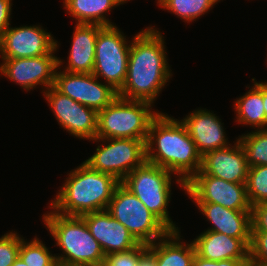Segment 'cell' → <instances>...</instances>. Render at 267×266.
I'll list each match as a JSON object with an SVG mask.
<instances>
[{
    "label": "cell",
    "instance_id": "obj_34",
    "mask_svg": "<svg viewBox=\"0 0 267 266\" xmlns=\"http://www.w3.org/2000/svg\"><path fill=\"white\" fill-rule=\"evenodd\" d=\"M137 266H156L155 254L148 250L140 257Z\"/></svg>",
    "mask_w": 267,
    "mask_h": 266
},
{
    "label": "cell",
    "instance_id": "obj_35",
    "mask_svg": "<svg viewBox=\"0 0 267 266\" xmlns=\"http://www.w3.org/2000/svg\"><path fill=\"white\" fill-rule=\"evenodd\" d=\"M263 104H264V111L266 114V129H267V82H263Z\"/></svg>",
    "mask_w": 267,
    "mask_h": 266
},
{
    "label": "cell",
    "instance_id": "obj_21",
    "mask_svg": "<svg viewBox=\"0 0 267 266\" xmlns=\"http://www.w3.org/2000/svg\"><path fill=\"white\" fill-rule=\"evenodd\" d=\"M179 231H169L164 237L148 245L155 254L156 266H192L196 254L194 243L181 242Z\"/></svg>",
    "mask_w": 267,
    "mask_h": 266
},
{
    "label": "cell",
    "instance_id": "obj_9",
    "mask_svg": "<svg viewBox=\"0 0 267 266\" xmlns=\"http://www.w3.org/2000/svg\"><path fill=\"white\" fill-rule=\"evenodd\" d=\"M92 141L106 145H98L95 153L84 162L94 170L113 176L120 183L146 161V145L141 139L95 138Z\"/></svg>",
    "mask_w": 267,
    "mask_h": 266
},
{
    "label": "cell",
    "instance_id": "obj_24",
    "mask_svg": "<svg viewBox=\"0 0 267 266\" xmlns=\"http://www.w3.org/2000/svg\"><path fill=\"white\" fill-rule=\"evenodd\" d=\"M218 2L220 0H166L160 8L190 23L208 13Z\"/></svg>",
    "mask_w": 267,
    "mask_h": 266
},
{
    "label": "cell",
    "instance_id": "obj_18",
    "mask_svg": "<svg viewBox=\"0 0 267 266\" xmlns=\"http://www.w3.org/2000/svg\"><path fill=\"white\" fill-rule=\"evenodd\" d=\"M251 238H233L206 230L194 238L196 254L206 260L249 259Z\"/></svg>",
    "mask_w": 267,
    "mask_h": 266
},
{
    "label": "cell",
    "instance_id": "obj_23",
    "mask_svg": "<svg viewBox=\"0 0 267 266\" xmlns=\"http://www.w3.org/2000/svg\"><path fill=\"white\" fill-rule=\"evenodd\" d=\"M64 8L76 24H97L101 26L114 25L106 18V13L120 6L116 0H64Z\"/></svg>",
    "mask_w": 267,
    "mask_h": 266
},
{
    "label": "cell",
    "instance_id": "obj_30",
    "mask_svg": "<svg viewBox=\"0 0 267 266\" xmlns=\"http://www.w3.org/2000/svg\"><path fill=\"white\" fill-rule=\"evenodd\" d=\"M249 266H267V232H251Z\"/></svg>",
    "mask_w": 267,
    "mask_h": 266
},
{
    "label": "cell",
    "instance_id": "obj_22",
    "mask_svg": "<svg viewBox=\"0 0 267 266\" xmlns=\"http://www.w3.org/2000/svg\"><path fill=\"white\" fill-rule=\"evenodd\" d=\"M253 87L240 98L234 101L236 121L239 124L249 125L257 129H266V114L263 104V82L252 78Z\"/></svg>",
    "mask_w": 267,
    "mask_h": 266
},
{
    "label": "cell",
    "instance_id": "obj_26",
    "mask_svg": "<svg viewBox=\"0 0 267 266\" xmlns=\"http://www.w3.org/2000/svg\"><path fill=\"white\" fill-rule=\"evenodd\" d=\"M246 190L251 207L267 203V165L249 167Z\"/></svg>",
    "mask_w": 267,
    "mask_h": 266
},
{
    "label": "cell",
    "instance_id": "obj_1",
    "mask_svg": "<svg viewBox=\"0 0 267 266\" xmlns=\"http://www.w3.org/2000/svg\"><path fill=\"white\" fill-rule=\"evenodd\" d=\"M164 43V36L154 26L146 27L132 38L127 74L119 97L154 104L173 75Z\"/></svg>",
    "mask_w": 267,
    "mask_h": 266
},
{
    "label": "cell",
    "instance_id": "obj_7",
    "mask_svg": "<svg viewBox=\"0 0 267 266\" xmlns=\"http://www.w3.org/2000/svg\"><path fill=\"white\" fill-rule=\"evenodd\" d=\"M106 211L123 224L139 243L149 245L170 231L121 183L115 188Z\"/></svg>",
    "mask_w": 267,
    "mask_h": 266
},
{
    "label": "cell",
    "instance_id": "obj_2",
    "mask_svg": "<svg viewBox=\"0 0 267 266\" xmlns=\"http://www.w3.org/2000/svg\"><path fill=\"white\" fill-rule=\"evenodd\" d=\"M145 145L146 161L177 175L175 180L184 191L201 170L202 156L186 127L167 113L160 112L151 121Z\"/></svg>",
    "mask_w": 267,
    "mask_h": 266
},
{
    "label": "cell",
    "instance_id": "obj_32",
    "mask_svg": "<svg viewBox=\"0 0 267 266\" xmlns=\"http://www.w3.org/2000/svg\"><path fill=\"white\" fill-rule=\"evenodd\" d=\"M192 266H249V259L206 260L195 254Z\"/></svg>",
    "mask_w": 267,
    "mask_h": 266
},
{
    "label": "cell",
    "instance_id": "obj_12",
    "mask_svg": "<svg viewBox=\"0 0 267 266\" xmlns=\"http://www.w3.org/2000/svg\"><path fill=\"white\" fill-rule=\"evenodd\" d=\"M50 109L62 128L76 138L94 140L97 133L98 112L61 94L53 86L42 91Z\"/></svg>",
    "mask_w": 267,
    "mask_h": 266
},
{
    "label": "cell",
    "instance_id": "obj_33",
    "mask_svg": "<svg viewBox=\"0 0 267 266\" xmlns=\"http://www.w3.org/2000/svg\"><path fill=\"white\" fill-rule=\"evenodd\" d=\"M12 0H0V37L10 26Z\"/></svg>",
    "mask_w": 267,
    "mask_h": 266
},
{
    "label": "cell",
    "instance_id": "obj_6",
    "mask_svg": "<svg viewBox=\"0 0 267 266\" xmlns=\"http://www.w3.org/2000/svg\"><path fill=\"white\" fill-rule=\"evenodd\" d=\"M172 172L145 161L130 172L121 182L170 231H178L167 211L171 198Z\"/></svg>",
    "mask_w": 267,
    "mask_h": 266
},
{
    "label": "cell",
    "instance_id": "obj_10",
    "mask_svg": "<svg viewBox=\"0 0 267 266\" xmlns=\"http://www.w3.org/2000/svg\"><path fill=\"white\" fill-rule=\"evenodd\" d=\"M58 46L56 40V47L39 57L2 59L0 73L26 91L35 89L37 85L47 90L54 85L56 71L62 66L61 58L54 55Z\"/></svg>",
    "mask_w": 267,
    "mask_h": 266
},
{
    "label": "cell",
    "instance_id": "obj_13",
    "mask_svg": "<svg viewBox=\"0 0 267 266\" xmlns=\"http://www.w3.org/2000/svg\"><path fill=\"white\" fill-rule=\"evenodd\" d=\"M53 87L61 94L99 112L108 106L118 92L93 74L56 71Z\"/></svg>",
    "mask_w": 267,
    "mask_h": 266
},
{
    "label": "cell",
    "instance_id": "obj_37",
    "mask_svg": "<svg viewBox=\"0 0 267 266\" xmlns=\"http://www.w3.org/2000/svg\"><path fill=\"white\" fill-rule=\"evenodd\" d=\"M44 266H61V263L56 257H54L47 265Z\"/></svg>",
    "mask_w": 267,
    "mask_h": 266
},
{
    "label": "cell",
    "instance_id": "obj_16",
    "mask_svg": "<svg viewBox=\"0 0 267 266\" xmlns=\"http://www.w3.org/2000/svg\"><path fill=\"white\" fill-rule=\"evenodd\" d=\"M248 169L245 152L237 139L234 146L231 144L202 156L201 170L196 174H207L228 182L246 184Z\"/></svg>",
    "mask_w": 267,
    "mask_h": 266
},
{
    "label": "cell",
    "instance_id": "obj_25",
    "mask_svg": "<svg viewBox=\"0 0 267 266\" xmlns=\"http://www.w3.org/2000/svg\"><path fill=\"white\" fill-rule=\"evenodd\" d=\"M245 152L247 165H267V129H255L238 138Z\"/></svg>",
    "mask_w": 267,
    "mask_h": 266
},
{
    "label": "cell",
    "instance_id": "obj_3",
    "mask_svg": "<svg viewBox=\"0 0 267 266\" xmlns=\"http://www.w3.org/2000/svg\"><path fill=\"white\" fill-rule=\"evenodd\" d=\"M50 208L67 216L104 211L120 182L113 176L92 169L83 162L70 171Z\"/></svg>",
    "mask_w": 267,
    "mask_h": 266
},
{
    "label": "cell",
    "instance_id": "obj_36",
    "mask_svg": "<svg viewBox=\"0 0 267 266\" xmlns=\"http://www.w3.org/2000/svg\"><path fill=\"white\" fill-rule=\"evenodd\" d=\"M11 266H28L19 256Z\"/></svg>",
    "mask_w": 267,
    "mask_h": 266
},
{
    "label": "cell",
    "instance_id": "obj_20",
    "mask_svg": "<svg viewBox=\"0 0 267 266\" xmlns=\"http://www.w3.org/2000/svg\"><path fill=\"white\" fill-rule=\"evenodd\" d=\"M102 27L97 24H76L67 57L68 65L63 71L82 74L93 73L96 39L98 31Z\"/></svg>",
    "mask_w": 267,
    "mask_h": 266
},
{
    "label": "cell",
    "instance_id": "obj_39",
    "mask_svg": "<svg viewBox=\"0 0 267 266\" xmlns=\"http://www.w3.org/2000/svg\"><path fill=\"white\" fill-rule=\"evenodd\" d=\"M117 2H119L120 4H124L126 2H128L129 0H116Z\"/></svg>",
    "mask_w": 267,
    "mask_h": 266
},
{
    "label": "cell",
    "instance_id": "obj_19",
    "mask_svg": "<svg viewBox=\"0 0 267 266\" xmlns=\"http://www.w3.org/2000/svg\"><path fill=\"white\" fill-rule=\"evenodd\" d=\"M200 212L212 222L209 231L233 238H251V211L231 210L216 203L194 202Z\"/></svg>",
    "mask_w": 267,
    "mask_h": 266
},
{
    "label": "cell",
    "instance_id": "obj_8",
    "mask_svg": "<svg viewBox=\"0 0 267 266\" xmlns=\"http://www.w3.org/2000/svg\"><path fill=\"white\" fill-rule=\"evenodd\" d=\"M130 46L131 42L116 25L103 26L98 31L93 74L117 92L126 78Z\"/></svg>",
    "mask_w": 267,
    "mask_h": 266
},
{
    "label": "cell",
    "instance_id": "obj_5",
    "mask_svg": "<svg viewBox=\"0 0 267 266\" xmlns=\"http://www.w3.org/2000/svg\"><path fill=\"white\" fill-rule=\"evenodd\" d=\"M152 104L117 96L98 112L96 138L141 139L146 143L151 121L160 113Z\"/></svg>",
    "mask_w": 267,
    "mask_h": 266
},
{
    "label": "cell",
    "instance_id": "obj_11",
    "mask_svg": "<svg viewBox=\"0 0 267 266\" xmlns=\"http://www.w3.org/2000/svg\"><path fill=\"white\" fill-rule=\"evenodd\" d=\"M185 193L192 202L216 203L240 211H251L252 208L246 184L228 182L207 174H195L185 184Z\"/></svg>",
    "mask_w": 267,
    "mask_h": 266
},
{
    "label": "cell",
    "instance_id": "obj_14",
    "mask_svg": "<svg viewBox=\"0 0 267 266\" xmlns=\"http://www.w3.org/2000/svg\"><path fill=\"white\" fill-rule=\"evenodd\" d=\"M55 47L54 37L40 25L9 26L0 37L2 59L39 57L49 54Z\"/></svg>",
    "mask_w": 267,
    "mask_h": 266
},
{
    "label": "cell",
    "instance_id": "obj_27",
    "mask_svg": "<svg viewBox=\"0 0 267 266\" xmlns=\"http://www.w3.org/2000/svg\"><path fill=\"white\" fill-rule=\"evenodd\" d=\"M19 257L28 266H44L55 257V254L53 255L37 236L30 242L20 237Z\"/></svg>",
    "mask_w": 267,
    "mask_h": 266
},
{
    "label": "cell",
    "instance_id": "obj_15",
    "mask_svg": "<svg viewBox=\"0 0 267 266\" xmlns=\"http://www.w3.org/2000/svg\"><path fill=\"white\" fill-rule=\"evenodd\" d=\"M81 217L105 255L127 251L139 244L129 230L106 210L86 213Z\"/></svg>",
    "mask_w": 267,
    "mask_h": 266
},
{
    "label": "cell",
    "instance_id": "obj_29",
    "mask_svg": "<svg viewBox=\"0 0 267 266\" xmlns=\"http://www.w3.org/2000/svg\"><path fill=\"white\" fill-rule=\"evenodd\" d=\"M20 236L7 232L0 237V266H11L19 256Z\"/></svg>",
    "mask_w": 267,
    "mask_h": 266
},
{
    "label": "cell",
    "instance_id": "obj_17",
    "mask_svg": "<svg viewBox=\"0 0 267 266\" xmlns=\"http://www.w3.org/2000/svg\"><path fill=\"white\" fill-rule=\"evenodd\" d=\"M212 111L199 109L190 112L180 121L186 127L201 156L230 146L223 123Z\"/></svg>",
    "mask_w": 267,
    "mask_h": 266
},
{
    "label": "cell",
    "instance_id": "obj_31",
    "mask_svg": "<svg viewBox=\"0 0 267 266\" xmlns=\"http://www.w3.org/2000/svg\"><path fill=\"white\" fill-rule=\"evenodd\" d=\"M251 223V232H267V203L252 206Z\"/></svg>",
    "mask_w": 267,
    "mask_h": 266
},
{
    "label": "cell",
    "instance_id": "obj_28",
    "mask_svg": "<svg viewBox=\"0 0 267 266\" xmlns=\"http://www.w3.org/2000/svg\"><path fill=\"white\" fill-rule=\"evenodd\" d=\"M148 250V245L139 243L136 247L105 255L103 266H137L140 257Z\"/></svg>",
    "mask_w": 267,
    "mask_h": 266
},
{
    "label": "cell",
    "instance_id": "obj_4",
    "mask_svg": "<svg viewBox=\"0 0 267 266\" xmlns=\"http://www.w3.org/2000/svg\"><path fill=\"white\" fill-rule=\"evenodd\" d=\"M43 222L62 254L61 266H103L105 254L81 216H67L51 210Z\"/></svg>",
    "mask_w": 267,
    "mask_h": 266
},
{
    "label": "cell",
    "instance_id": "obj_38",
    "mask_svg": "<svg viewBox=\"0 0 267 266\" xmlns=\"http://www.w3.org/2000/svg\"><path fill=\"white\" fill-rule=\"evenodd\" d=\"M166 0H157V4L161 6Z\"/></svg>",
    "mask_w": 267,
    "mask_h": 266
}]
</instances>
